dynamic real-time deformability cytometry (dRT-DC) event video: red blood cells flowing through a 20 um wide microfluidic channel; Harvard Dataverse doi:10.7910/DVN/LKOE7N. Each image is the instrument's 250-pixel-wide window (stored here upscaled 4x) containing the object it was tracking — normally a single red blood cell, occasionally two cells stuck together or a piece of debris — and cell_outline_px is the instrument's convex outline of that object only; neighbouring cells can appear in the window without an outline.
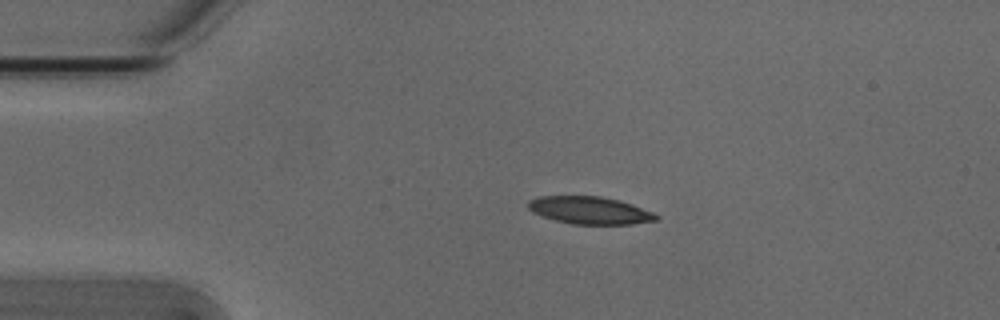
{"species": "Egyptian fruit bat (a non-hibernating species)", "species_latin": "Rousettus aegyptiacus", "temperature_condition": "cold", "stored_images_in_passage": 7, "camera_frame_rate_fps": 3000, "um_per_image_px": 0.085, "animal": {"sex": "male"}, "frame": {"image": 1, "passage_image": 1, "time_ms": 0.0, "image_size_px": [1000, 320], "cell_outline_px": [[660, 216], [656, 220], [632, 224], [572, 224], [556, 220], [532, 212], [528, 208], [528, 200], [540, 196], [600, 196], [632, 204], [652, 212]], "centroid_in_image_um": [50.12, 17.87], "position_along_channel_um": 34.9, "area_um2": 20.29}}